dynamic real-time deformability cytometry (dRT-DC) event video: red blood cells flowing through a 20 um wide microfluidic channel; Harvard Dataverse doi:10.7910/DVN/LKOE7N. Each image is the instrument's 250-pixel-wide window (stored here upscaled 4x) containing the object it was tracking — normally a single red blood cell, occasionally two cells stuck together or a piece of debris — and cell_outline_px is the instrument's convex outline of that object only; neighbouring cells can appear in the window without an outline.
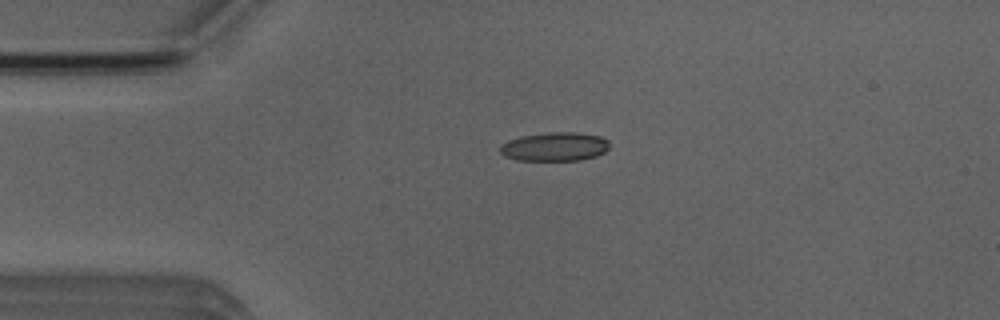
{"species": "Egyptian fruit bat (a non-hibernating species)", "species_latin": "Rousettus aegyptiacus", "temperature_condition": "room temperature", "stored_images_in_passage": 4, "camera_frame_rate_fps": 3000, "um_per_image_px": 0.085, "animal": {"sex": "male"}, "frame": {"image": 1, "passage_image": 3, "time_ms": 3.333, "image_size_px": [1000, 320], "cell_outline_px": [[608, 148], [604, 152], [596, 156], [580, 160], [516, 160], [504, 156], [500, 152], [500, 144], [508, 140], [524, 136], [548, 132], [576, 132], [600, 136], [608, 140]], "centroid_in_image_um": [47.14, 12.47], "position_along_channel_um": 37.9, "area_um2": 18.32}}